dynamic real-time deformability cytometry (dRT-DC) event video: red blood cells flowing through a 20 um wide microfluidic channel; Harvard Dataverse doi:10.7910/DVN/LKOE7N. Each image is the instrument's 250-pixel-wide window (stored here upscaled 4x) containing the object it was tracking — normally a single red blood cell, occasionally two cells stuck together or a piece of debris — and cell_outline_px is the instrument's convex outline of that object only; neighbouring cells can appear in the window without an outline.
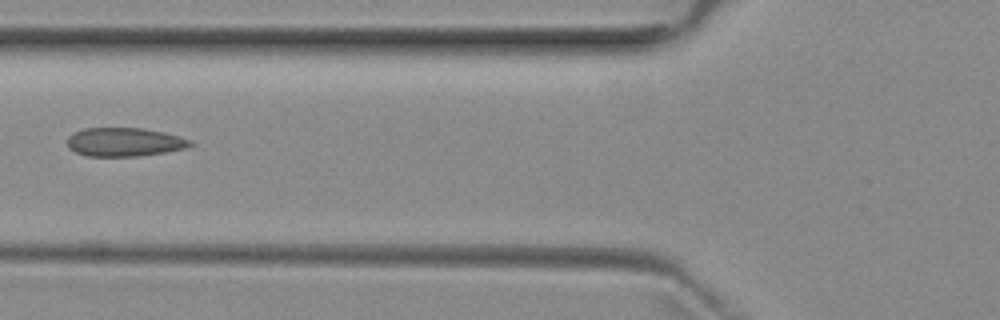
{"species": "common noctule bat (a hibernating species)", "species_latin": "Nyctalus noctula", "temperature_condition": "room temperature", "stored_images_in_passage": 5, "camera_frame_rate_fps": 3000, "um_per_image_px": 0.085, "animal": {"sex": "female", "body_mass_g": 29.2, "forearm_length_mm": 56.3}, "frame": {"image": 1, "passage_image": 5, "time_ms": 4.667, "image_size_px": [1000, 320], "cell_outline_px": [[192, 144], [188, 148], [140, 156], [88, 156], [76, 152], [68, 148], [68, 136], [84, 128], [140, 128], [164, 132], [180, 136], [192, 140]], "centroid_in_image_um": [10.6, 12.07], "position_along_channel_um": 115.2, "area_um2": 20.52}}